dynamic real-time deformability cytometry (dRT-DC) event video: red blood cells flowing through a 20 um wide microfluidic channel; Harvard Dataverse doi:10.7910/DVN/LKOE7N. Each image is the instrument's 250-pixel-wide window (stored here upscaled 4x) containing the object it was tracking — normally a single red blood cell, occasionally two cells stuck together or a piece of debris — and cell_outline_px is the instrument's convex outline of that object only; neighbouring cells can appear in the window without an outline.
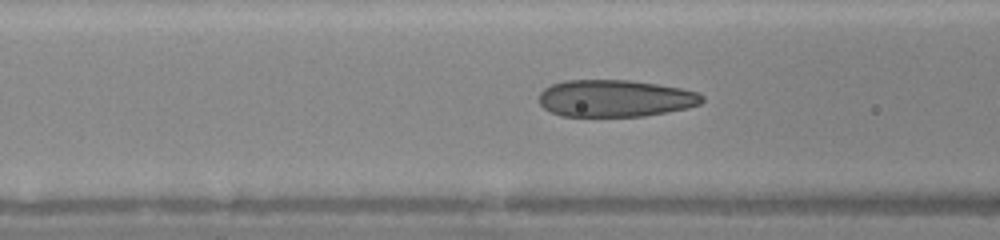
{"species": "human", "species_latin": "Homo sapiens", "temperature_condition": "warm", "stored_images_in_passage": 26, "camera_frame_rate_fps": 3000, "um_per_image_px": 0.085, "donor": {"sex": "female"}, "frame": {"image": 1, "passage_image": 8, "time_ms": 2.333, "image_size_px": [1000, 240], "cell_outline_px": [[704, 100], [700, 104], [688, 108], [644, 116], [560, 116], [544, 108], [540, 104], [540, 92], [544, 88], [552, 84], [564, 80], [628, 80], [656, 84], [680, 88], [700, 92], [704, 96]], "centroid_in_image_um": [52.31, 8.36], "position_along_channel_um": 114.3, "area_um2": 35.26}}